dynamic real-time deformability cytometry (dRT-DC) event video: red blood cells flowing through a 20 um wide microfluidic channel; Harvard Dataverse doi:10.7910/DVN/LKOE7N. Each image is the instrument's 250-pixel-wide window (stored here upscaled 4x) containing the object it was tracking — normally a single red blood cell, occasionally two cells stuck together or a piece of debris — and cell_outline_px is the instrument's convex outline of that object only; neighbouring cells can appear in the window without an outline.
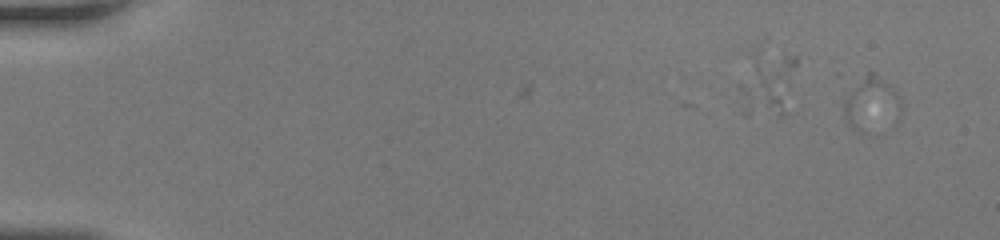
{"species": "human", "species_latin": "Homo sapiens", "temperature_condition": "room temperature", "stored_images_in_passage": 9, "camera_frame_rate_fps": 3000, "um_per_image_px": 0.085, "donor": {"sex": "female"}, "frame": {"image": 1, "passage_image": 1, "time_ms": 0.0, "image_size_px": [1000, 240], "cell_outline_px": [[900, 112], [896, 116], [872, 136], [868, 136], [852, 128], [844, 112], [844, 100], [868, 72], [872, 72], [888, 84], [896, 92], [900, 100]], "centroid_in_image_um": [74.07, 8.93], "position_along_channel_um": 10.9, "area_um2": 17.4}}